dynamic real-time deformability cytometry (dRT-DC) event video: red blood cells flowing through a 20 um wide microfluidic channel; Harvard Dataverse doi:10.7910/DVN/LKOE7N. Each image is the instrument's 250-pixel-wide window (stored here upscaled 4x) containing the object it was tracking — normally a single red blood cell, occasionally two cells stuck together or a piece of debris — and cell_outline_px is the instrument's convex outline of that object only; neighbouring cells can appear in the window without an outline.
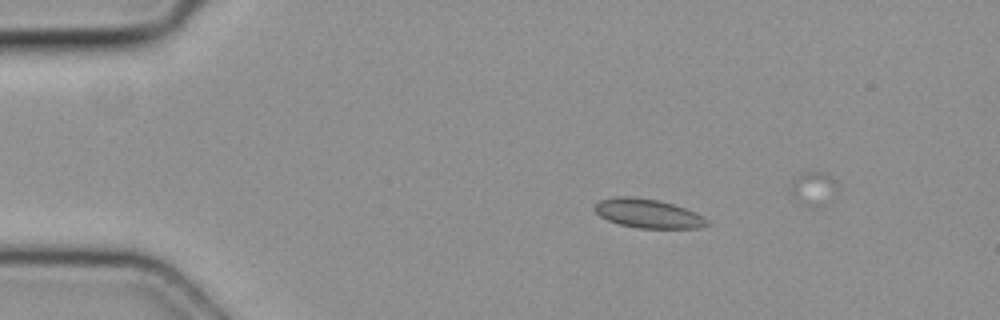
{"species": "common noctule bat (a hibernating species)", "species_latin": "Nyctalus noctula", "temperature_condition": "cold", "stored_images_in_passage": 3, "camera_frame_rate_fps": 3000, "um_per_image_px": 0.085, "animal": {"sex": "female", "body_mass_g": 19.3, "forearm_length_mm": 54.1}, "frame": {"image": 1, "passage_image": 1, "time_ms": 0.0, "image_size_px": [1000, 320], "cell_outline_px": [[708, 224], [700, 228], [636, 228], [620, 224], [608, 220], [600, 216], [592, 208], [600, 200], [612, 196], [632, 196], [660, 200], [696, 212], [704, 216], [708, 220]], "centroid_in_image_um": [55.06, 18.14], "position_along_channel_um": 29.9, "area_um2": 19.13}}